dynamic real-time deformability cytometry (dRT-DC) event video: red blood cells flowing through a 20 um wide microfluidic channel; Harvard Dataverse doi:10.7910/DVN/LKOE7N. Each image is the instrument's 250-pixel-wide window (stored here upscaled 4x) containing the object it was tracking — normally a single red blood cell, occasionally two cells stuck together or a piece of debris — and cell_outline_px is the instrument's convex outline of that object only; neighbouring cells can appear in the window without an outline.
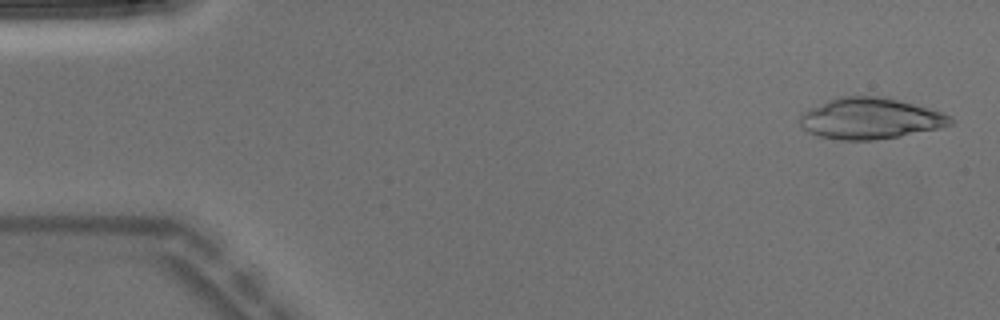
{"species": "Egyptian fruit bat (a non-hibernating species)", "species_latin": "Rousettus aegyptiacus", "temperature_condition": "warm", "stored_images_in_passage": 4, "camera_frame_rate_fps": 3000, "um_per_image_px": 0.085, "animal": {"sex": "male"}, "frame": {"image": 1, "passage_image": 1, "time_ms": 0.0, "image_size_px": [1000, 320], "cell_outline_px": [[956, 120], [952, 124], [940, 128], [900, 136], [876, 140], [840, 140], [820, 136], [808, 132], [800, 124], [800, 116], [804, 112], [828, 100], [840, 96], [888, 96], [928, 108], [952, 116]], "centroid_in_image_um": [74.02, 10.07], "position_along_channel_um": 11.0, "area_um2": 36.13}}